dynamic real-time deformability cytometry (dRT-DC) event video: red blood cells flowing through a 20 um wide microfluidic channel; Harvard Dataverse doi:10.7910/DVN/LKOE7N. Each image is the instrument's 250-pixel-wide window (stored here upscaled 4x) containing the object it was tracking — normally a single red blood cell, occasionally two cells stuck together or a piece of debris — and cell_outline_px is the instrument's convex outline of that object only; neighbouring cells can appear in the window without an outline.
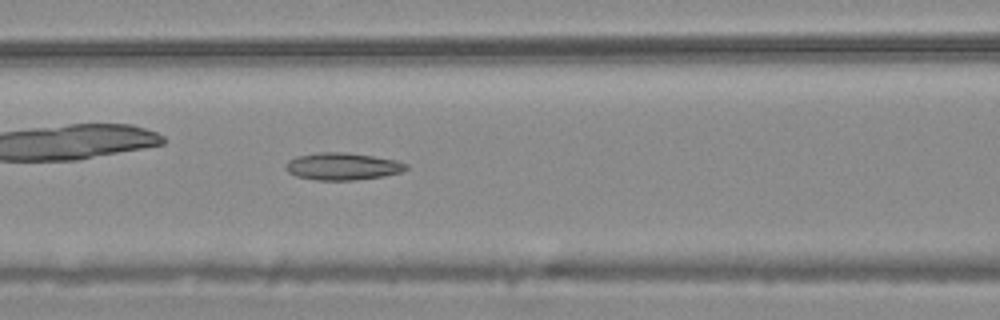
{"species": "common noctule bat (a hibernating species)", "species_latin": "Nyctalus noctula", "temperature_condition": "warm", "stored_images_in_passage": 45, "camera_frame_rate_fps": 3000, "um_per_image_px": 0.085, "animal": {"sex": "male", "body_mass_g": 20.4}, "frame": {"image": 1, "passage_image": 14, "time_ms": 4.333, "image_size_px": [1000, 320], "cell_outline_px": [[408, 168], [400, 172], [384, 176], [356, 180], [316, 180], [296, 176], [288, 172], [284, 168], [284, 164], [288, 160], [296, 156], [320, 152], [348, 152], [396, 160], [408, 164]], "centroid_in_image_um": [29.08, 14.14], "position_along_channel_um": 137.5, "area_um2": 19.25}, "authors_computed_cell_mechanics": {"area_um2": 19.2474, "velocity_mm_per_s": 3.7436, "shape_relaxation_time_tau1_ms": 8.4898, "shape_relaxation_time_tau2_ms": 8.4265, "deformation_change_tau1": 0.1616, "deformation_change_tau2": 0.2075}}